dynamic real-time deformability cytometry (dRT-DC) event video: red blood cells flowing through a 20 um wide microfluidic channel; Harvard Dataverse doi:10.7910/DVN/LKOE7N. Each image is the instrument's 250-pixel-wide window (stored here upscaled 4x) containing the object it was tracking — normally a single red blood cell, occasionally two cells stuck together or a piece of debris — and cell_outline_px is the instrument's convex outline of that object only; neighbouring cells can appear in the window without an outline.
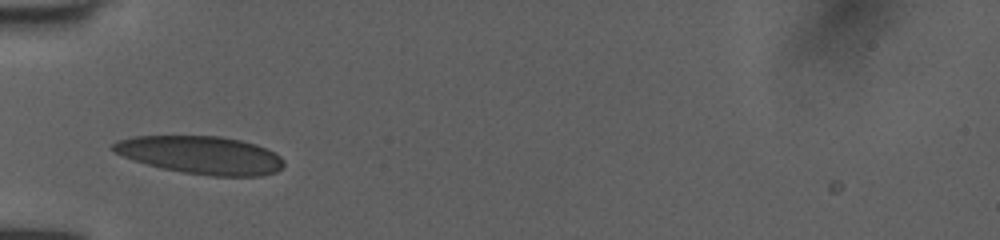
{"species": "human", "species_latin": "Homo sapiens", "temperature_condition": "room temperature", "stored_images_in_passage": 28, "camera_frame_rate_fps": 3000, "um_per_image_px": 0.085, "donor": {"sex": "female"}, "frame": {"image": 1, "passage_image": 1, "time_ms": 0.0, "image_size_px": [1000, 240], "cell_outline_px": [[284, 164], [276, 172], [260, 176], [212, 176], [184, 172], [164, 168], [148, 164], [124, 156], [116, 152], [112, 148], [112, 144], [116, 140], [132, 136], [220, 136], [240, 140], [256, 144], [280, 156], [284, 160]], "centroid_in_image_um": [17.09, 13.17], "position_along_channel_um": 67.9, "area_um2": 37.34}}
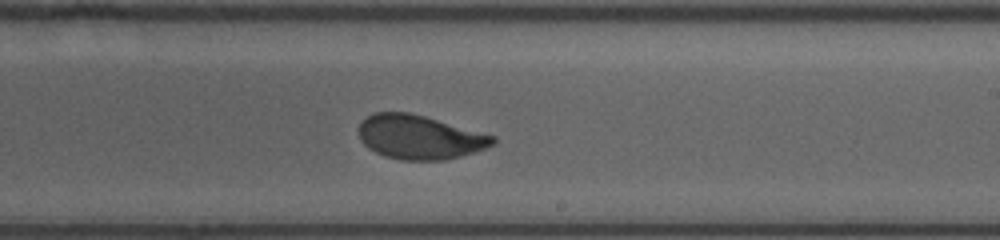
{"frame": {"image": 2, "passage_image": 15, "time_ms": 4.667, "image_size_px": [1000, 240], "cell_outline_px": [[496, 144], [460, 156], [444, 160], [400, 160], [384, 156], [368, 148], [360, 140], [360, 124], [368, 116], [376, 112], [408, 112], [424, 116], [496, 136]], "centroid_in_image_um": [35.67, 11.66], "position_along_channel_um": 253.3, "area_um2": 34.16}}
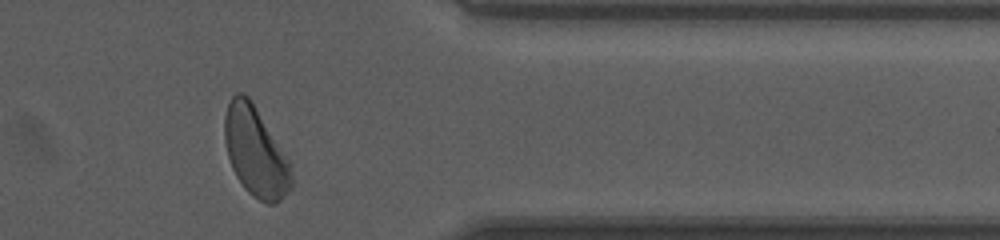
{"frame": {"image": 3, "passage_image": 26, "time_ms": 8.333, "image_size_px": [1000, 240], "cell_outline_px": [[292, 188], [280, 200], [272, 204], [268, 204], [252, 196], [244, 188], [236, 176], [232, 168], [228, 156], [224, 140], [224, 116], [228, 104], [232, 96], [236, 92], [240, 92], [248, 96], [252, 100], [288, 160], [292, 176]], "centroid_in_image_um": [21.69, 12.9], "position_along_channel_um": 389.7, "area_um2": 34.68}, "authors_computed_cell_mechanics": {"area_um2": 35.2002, "velocity_mm_per_s": 4.0152, "shape_relaxation_time_tau1_ms": 3.1864, "shape_relaxation_time_tau2_ms": 0.8511, "deformation_change_tau1": 0.1424, "deformation_change_tau2": 0.0486}}